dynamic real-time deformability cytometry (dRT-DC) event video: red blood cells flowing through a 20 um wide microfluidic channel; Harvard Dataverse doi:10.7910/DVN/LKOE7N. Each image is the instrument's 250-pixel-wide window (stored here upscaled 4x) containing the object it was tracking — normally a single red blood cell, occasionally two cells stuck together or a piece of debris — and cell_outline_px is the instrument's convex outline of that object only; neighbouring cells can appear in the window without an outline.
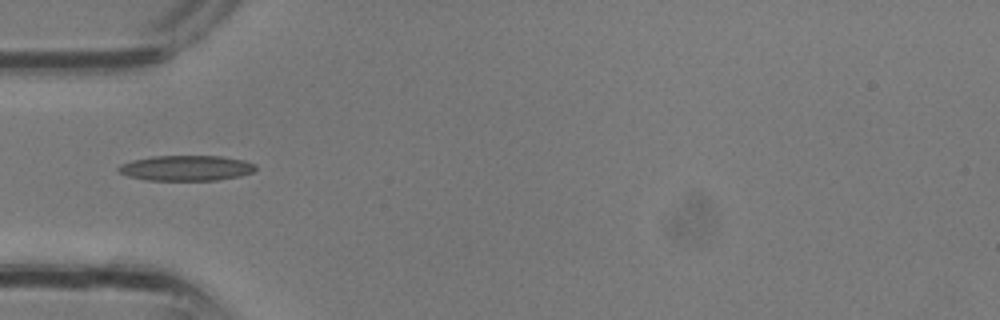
{"species": "common noctule bat (a hibernating species)", "species_latin": "Nyctalus noctula", "temperature_condition": "room temperature", "stored_images_in_passage": 3, "camera_frame_rate_fps": 3000, "um_per_image_px": 0.085, "animal": {"sex": "male", "body_mass_g": 13.3}, "frame": {"image": 1, "passage_image": 3, "time_ms": 0.667, "image_size_px": [1000, 320], "cell_outline_px": [[256, 168], [252, 172], [240, 176], [216, 180], [148, 180], [128, 176], [120, 172], [116, 168], [120, 164], [132, 160], [152, 156], [220, 156], [244, 160], [256, 164]], "centroid_in_image_um": [15.82, 14.28], "position_along_channel_um": 69.2, "area_um2": 20.23}}